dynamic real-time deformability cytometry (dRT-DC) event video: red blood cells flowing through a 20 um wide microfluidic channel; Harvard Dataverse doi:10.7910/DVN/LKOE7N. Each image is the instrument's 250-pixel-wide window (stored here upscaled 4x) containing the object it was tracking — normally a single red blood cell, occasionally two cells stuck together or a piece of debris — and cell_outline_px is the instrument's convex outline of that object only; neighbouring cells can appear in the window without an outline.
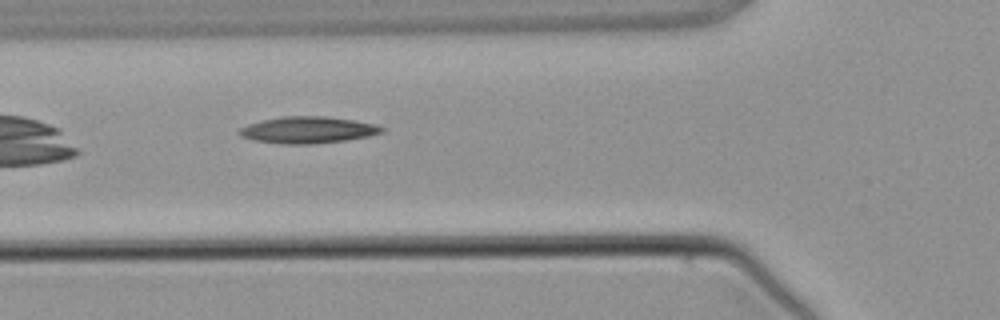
{"species": "common noctule bat (a hibernating species)", "species_latin": "Nyctalus noctula", "temperature_condition": "warm", "stored_images_in_passage": 2, "camera_frame_rate_fps": 3000, "um_per_image_px": 0.085, "animal": {"sex": "male", "body_mass_g": 21.5, "forearm_length_mm": 52.0}, "frame": {"image": 1, "passage_image": 2, "time_ms": 1.333, "image_size_px": [1000, 320], "cell_outline_px": [[384, 132], [368, 136], [344, 140], [312, 144], [280, 144], [252, 140], [240, 136], [236, 132], [240, 128], [248, 124], [264, 120], [284, 116], [328, 116], [376, 124], [384, 128]], "centroid_in_image_um": [26.14, 11.05], "position_along_channel_um": 99.7, "area_um2": 22.14}}